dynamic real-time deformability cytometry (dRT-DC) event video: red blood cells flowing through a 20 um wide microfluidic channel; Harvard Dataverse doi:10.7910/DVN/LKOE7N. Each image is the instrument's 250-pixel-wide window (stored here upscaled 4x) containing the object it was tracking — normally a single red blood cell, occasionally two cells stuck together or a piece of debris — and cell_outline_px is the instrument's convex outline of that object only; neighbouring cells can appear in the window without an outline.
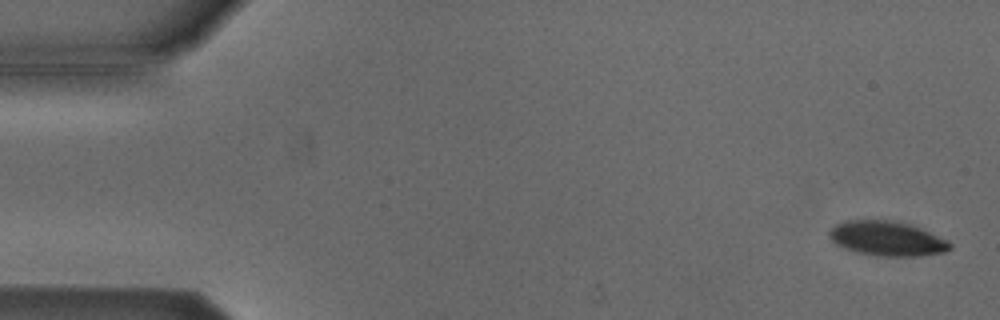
{"species": "Egyptian fruit bat (a non-hibernating species)", "species_latin": "Rousettus aegyptiacus", "temperature_condition": "cold", "stored_images_in_passage": 11, "camera_frame_rate_fps": 3000, "um_per_image_px": 0.085, "animal": {"sex": "male"}, "frame": {"image": 1, "passage_image": 2, "time_ms": 0.333, "image_size_px": [1000, 320], "cell_outline_px": [[952, 248], [944, 252], [920, 256], [876, 256], [856, 252], [844, 248], [836, 244], [828, 236], [828, 232], [836, 224], [844, 220], [892, 220], [912, 224], [948, 240], [952, 244]], "centroid_in_image_um": [75.4, 20.27], "position_along_channel_um": 9.6, "area_um2": 24.62}}